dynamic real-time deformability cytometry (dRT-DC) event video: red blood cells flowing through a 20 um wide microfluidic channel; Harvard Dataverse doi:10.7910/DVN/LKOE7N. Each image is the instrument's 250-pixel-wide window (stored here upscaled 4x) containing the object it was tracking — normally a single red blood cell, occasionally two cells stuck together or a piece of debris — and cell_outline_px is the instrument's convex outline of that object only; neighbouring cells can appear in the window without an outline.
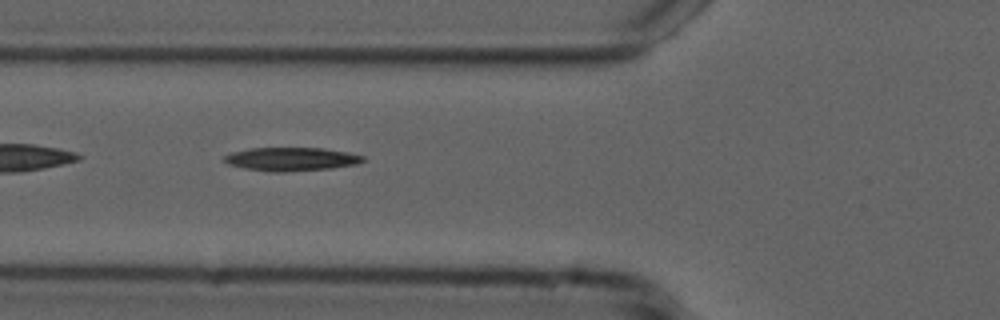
{"species": "common noctule bat (a hibernating species)", "species_latin": "Nyctalus noctula", "temperature_condition": "cold", "stored_images_in_passage": 11, "camera_frame_rate_fps": 3000, "um_per_image_px": 0.085, "animal": {"sex": "male", "forearm_length_mm": 52.5}, "frame": {"image": 1, "passage_image": 4, "time_ms": 1.0, "image_size_px": [1000, 320], "cell_outline_px": [[364, 160], [356, 164], [332, 168], [284, 172], [272, 172], [244, 168], [228, 164], [224, 160], [224, 156], [232, 152], [248, 148], [324, 148], [348, 152], [364, 156]], "centroid_in_image_um": [24.75, 13.52], "position_along_channel_um": 101.0, "area_um2": 18.96}}
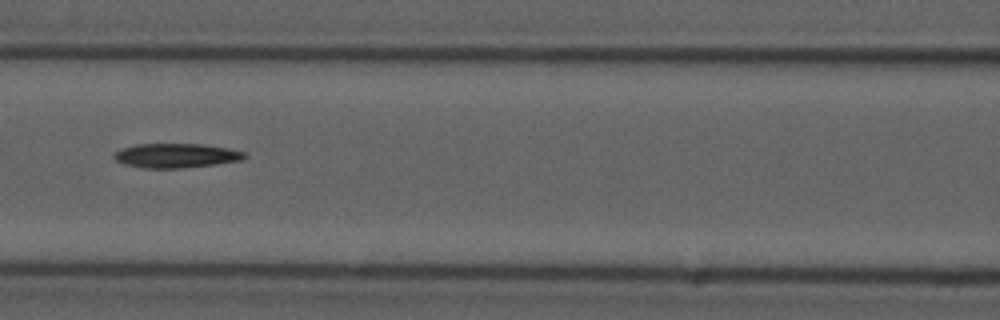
{"frame": {"image": 2, "passage_image": 8, "time_ms": 2.333, "image_size_px": [1000, 320], "cell_outline_px": [[248, 156], [240, 160], [216, 164], [180, 168], [144, 168], [124, 164], [116, 160], [112, 156], [120, 148], [136, 144], [204, 144], [228, 148], [248, 152]], "centroid_in_image_um": [14.98, 13.22], "position_along_channel_um": 151.6, "area_um2": 18.61}}
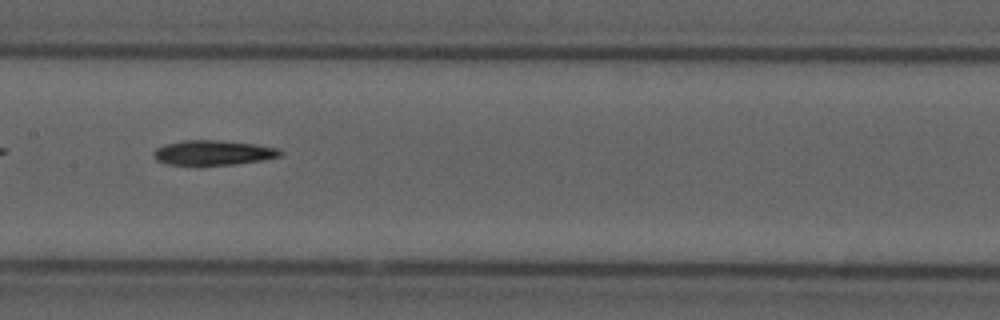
{"frame": {"image": 3, "passage_image": 11, "time_ms": 3.333, "image_size_px": [1000, 320], "cell_outline_px": [[284, 152], [280, 156], [264, 160], [232, 164], [168, 164], [156, 160], [152, 156], [152, 152], [156, 148], [164, 144], [184, 140], [216, 140], [256, 144], [280, 148]], "centroid_in_image_um": [18.13, 12.96], "position_along_channel_um": 189.3, "area_um2": 18.26}}